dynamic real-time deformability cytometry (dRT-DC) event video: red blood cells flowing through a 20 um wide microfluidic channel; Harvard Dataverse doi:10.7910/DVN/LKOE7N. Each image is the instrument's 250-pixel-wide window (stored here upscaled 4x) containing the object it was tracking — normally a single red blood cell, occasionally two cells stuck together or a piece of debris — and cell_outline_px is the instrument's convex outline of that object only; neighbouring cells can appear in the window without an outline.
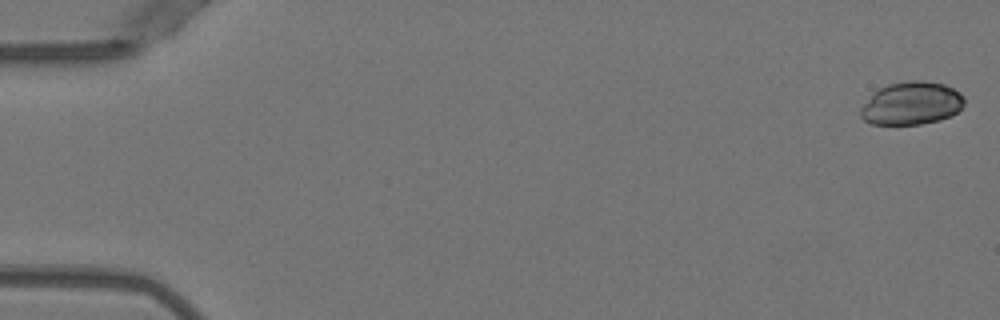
{"species": "Egyptian fruit bat (a non-hibernating species)", "species_latin": "Rousettus aegyptiacus", "temperature_condition": "warm", "stored_images_in_passage": 51, "camera_frame_rate_fps": 3000, "um_per_image_px": 0.085, "animal": {"sex": "female"}, "frame": {"image": 1, "passage_image": 1, "time_ms": 0.0, "image_size_px": [1000, 320], "cell_outline_px": [[964, 104], [956, 112], [940, 120], [920, 124], [872, 124], [864, 120], [860, 116], [860, 108], [872, 92], [888, 84], [908, 80], [924, 80], [944, 84], [960, 92], [964, 96]], "centroid_in_image_um": [77.45, 8.77], "position_along_channel_um": 7.5, "area_um2": 26.07}}
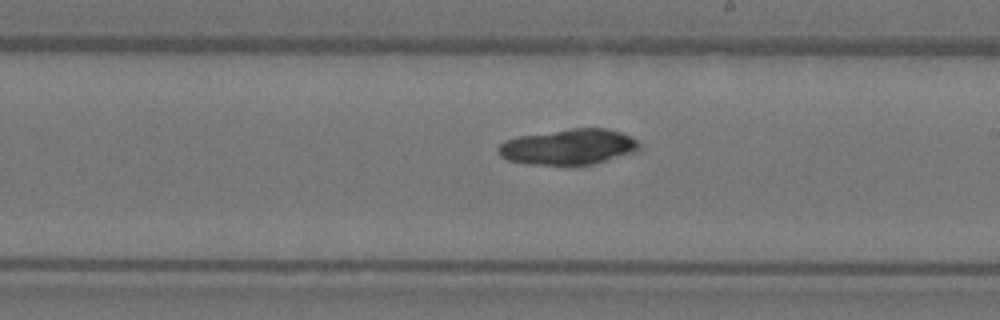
{"frame": {"image": 2, "passage_image": 30, "time_ms": 9.667, "image_size_px": [1000, 320], "cell_outline_px": [[640, 148], [632, 152], [592, 164], [568, 168], [532, 164], [508, 160], [500, 156], [496, 148], [504, 140], [520, 136], [568, 128], [608, 128], [620, 132], [636, 140], [640, 144]], "centroid_in_image_um": [48.27, 12.51], "position_along_channel_um": 240.7, "area_um2": 29.77}}
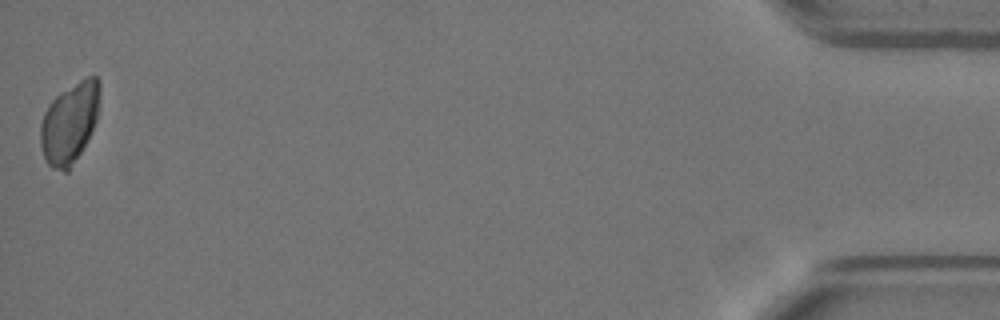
{"frame": {"image": 3, "passage_image": 51, "time_ms": 16.667, "image_size_px": [1000, 320], "cell_outline_px": [[100, 92], [96, 120], [80, 152], [68, 172], [64, 172], [52, 168], [44, 160], [40, 144], [40, 124], [44, 112], [48, 104], [60, 92], [80, 80], [88, 76], [96, 76], [100, 80]], "centroid_in_image_um": [5.88, 10.44], "position_along_channel_um": 429.3, "area_um2": 27.8}}